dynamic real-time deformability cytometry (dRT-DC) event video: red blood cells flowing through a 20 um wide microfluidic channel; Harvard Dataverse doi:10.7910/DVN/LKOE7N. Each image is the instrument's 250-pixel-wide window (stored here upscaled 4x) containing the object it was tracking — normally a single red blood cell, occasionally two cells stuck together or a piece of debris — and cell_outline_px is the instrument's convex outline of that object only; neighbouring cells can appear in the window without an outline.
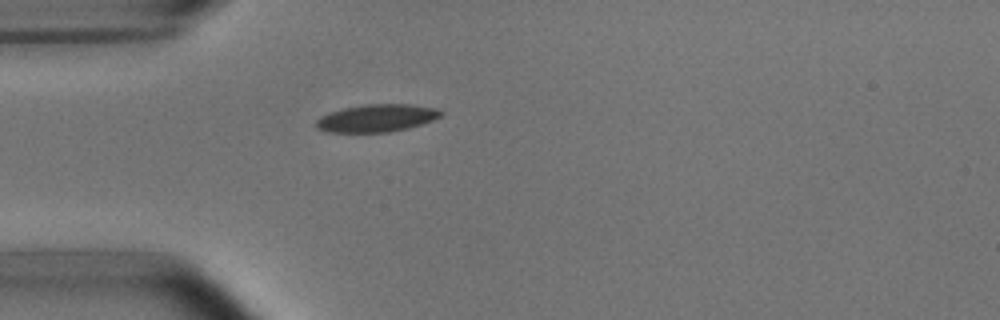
{"species": "common noctule bat (a hibernating species)", "species_latin": "Nyctalus noctula", "temperature_condition": "room temperature", "stored_images_in_passage": 1, "camera_frame_rate_fps": 3000, "um_per_image_px": 0.085, "animal": {"sex": "male", "body_mass_g": 15.6}, "frame": {"image": 1, "passage_image": 1, "time_ms": 0.0, "image_size_px": [1000, 320], "cell_outline_px": [[444, 112], [440, 116], [432, 120], [408, 128], [388, 132], [328, 132], [316, 128], [316, 120], [320, 116], [328, 112], [344, 108], [368, 104], [408, 104], [436, 108]], "centroid_in_image_um": [31.99, 10.04], "position_along_channel_um": 53.0, "area_um2": 19.94}}